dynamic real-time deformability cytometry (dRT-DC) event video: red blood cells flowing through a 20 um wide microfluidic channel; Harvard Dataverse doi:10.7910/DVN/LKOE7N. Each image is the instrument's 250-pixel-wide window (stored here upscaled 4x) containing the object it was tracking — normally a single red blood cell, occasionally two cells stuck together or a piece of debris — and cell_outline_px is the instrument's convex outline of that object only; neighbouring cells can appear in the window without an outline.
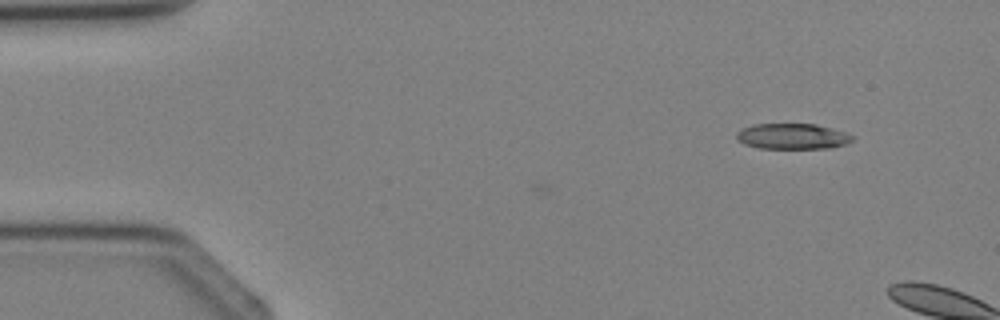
{"species": "Egyptian fruit bat (a non-hibernating species)", "species_latin": "Rousettus aegyptiacus", "temperature_condition": "cold", "stored_images_in_passage": 2, "camera_frame_rate_fps": 3000, "um_per_image_px": 0.085, "animal": {"sex": "female"}, "frame": {"image": 1, "passage_image": 1, "time_ms": 0.0, "image_size_px": [1000, 320], "cell_outline_px": [[856, 136], [848, 144], [832, 148], [760, 148], [744, 144], [736, 136], [736, 132], [752, 124], [816, 124], [848, 132]], "centroid_in_image_um": [67.44, 11.58], "position_along_channel_um": 17.6, "area_um2": 17.46}}